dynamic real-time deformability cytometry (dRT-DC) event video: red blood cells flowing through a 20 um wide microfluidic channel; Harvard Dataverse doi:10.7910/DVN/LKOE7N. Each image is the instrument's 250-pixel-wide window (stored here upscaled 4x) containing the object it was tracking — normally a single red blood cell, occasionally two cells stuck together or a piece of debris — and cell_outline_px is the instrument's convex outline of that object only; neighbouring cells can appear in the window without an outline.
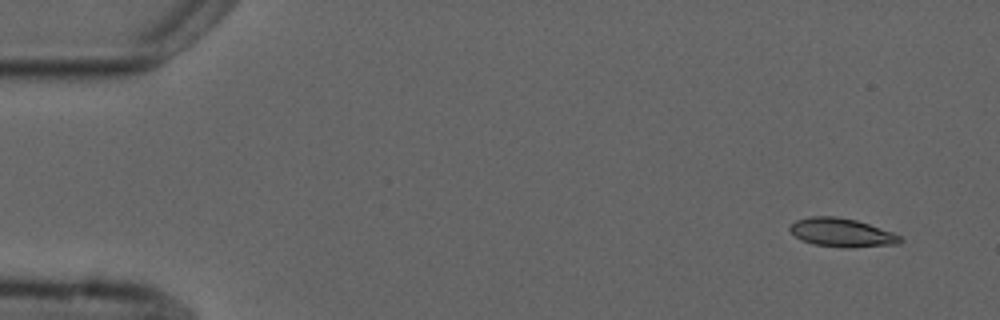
{"species": "common noctule bat (a hibernating species)", "species_latin": "Nyctalus noctula", "temperature_condition": "cold", "stored_images_in_passage": 8, "camera_frame_rate_fps": 3000, "um_per_image_px": 0.085, "animal": {"sex": "male", "forearm_length_mm": 52.5}, "frame": {"image": 1, "passage_image": 1, "time_ms": 0.0, "image_size_px": [1000, 320], "cell_outline_px": [[904, 240], [900, 244], [848, 248], [840, 248], [812, 244], [800, 240], [788, 228], [796, 220], [808, 216], [836, 216], [856, 220], [892, 232], [900, 236]], "centroid_in_image_um": [71.54, 19.78], "position_along_channel_um": 13.5, "area_um2": 18.55}}
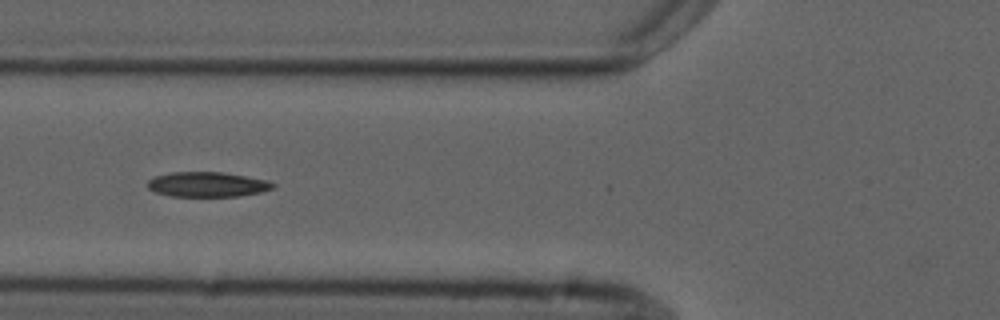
{"frame": {"image": 2, "passage_image": 5, "time_ms": 5.667, "image_size_px": [1000, 320], "cell_outline_px": [[276, 188], [260, 192], [240, 196], [168, 196], [156, 192], [148, 188], [148, 180], [156, 176], [172, 172], [224, 172], [268, 180], [276, 184]], "centroid_in_image_um": [17.67, 15.67], "position_along_channel_um": 108.1, "area_um2": 18.26}}
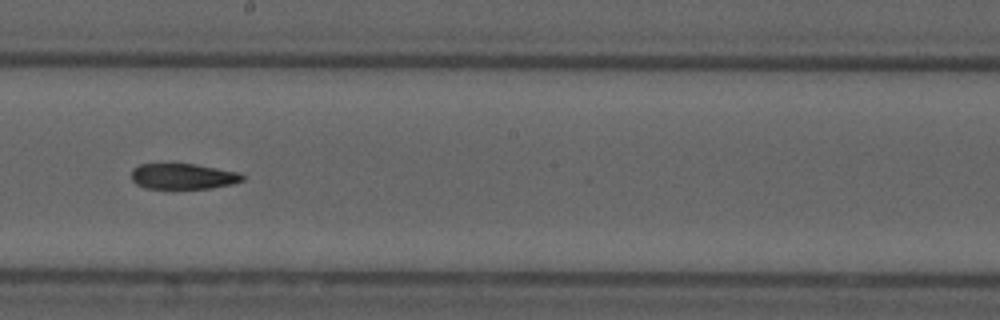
{"frame": {"image": 3, "passage_image": 8, "time_ms": 9.0, "image_size_px": [1000, 320], "cell_outline_px": [[244, 180], [232, 184], [212, 188], [144, 188], [136, 184], [132, 180], [132, 168], [140, 164], [196, 164], [240, 172], [244, 176]], "centroid_in_image_um": [15.58, 14.98], "position_along_channel_um": 232.6, "area_um2": 16.65}}